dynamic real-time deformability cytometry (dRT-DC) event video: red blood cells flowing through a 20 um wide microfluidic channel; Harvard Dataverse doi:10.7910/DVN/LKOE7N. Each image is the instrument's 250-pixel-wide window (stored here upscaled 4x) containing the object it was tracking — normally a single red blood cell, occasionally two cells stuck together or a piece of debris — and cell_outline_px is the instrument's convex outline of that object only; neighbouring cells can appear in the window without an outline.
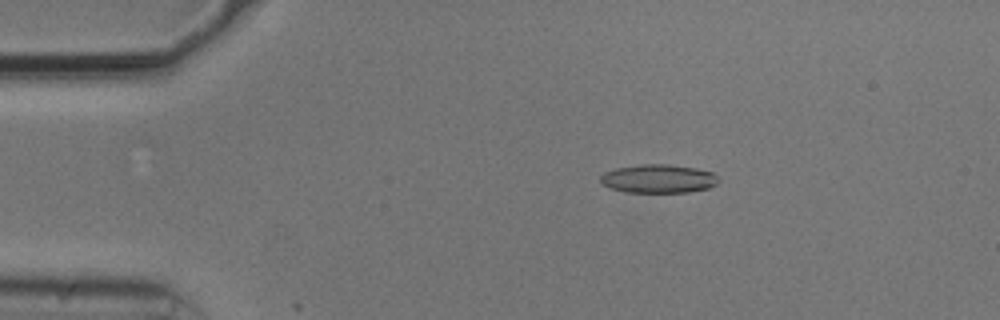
{"species": "common noctule bat (a hibernating species)", "species_latin": "Nyctalus noctula", "temperature_condition": "cold", "stored_images_in_passage": 12, "camera_frame_rate_fps": 3000, "um_per_image_px": 0.085, "animal": {"sex": "male", "body_mass_g": 20.5, "forearm_length_mm": 52.5}, "frame": {"image": 1, "passage_image": 10, "time_ms": 3.0, "image_size_px": [1000, 320], "cell_outline_px": [[720, 180], [716, 184], [708, 188], [688, 192], [624, 192], [608, 188], [600, 184], [600, 176], [604, 172], [616, 168], [640, 164], [668, 164], [696, 168], [712, 172]], "centroid_in_image_um": [55.92, 15.19], "position_along_channel_um": 29.1, "area_um2": 19.83}}